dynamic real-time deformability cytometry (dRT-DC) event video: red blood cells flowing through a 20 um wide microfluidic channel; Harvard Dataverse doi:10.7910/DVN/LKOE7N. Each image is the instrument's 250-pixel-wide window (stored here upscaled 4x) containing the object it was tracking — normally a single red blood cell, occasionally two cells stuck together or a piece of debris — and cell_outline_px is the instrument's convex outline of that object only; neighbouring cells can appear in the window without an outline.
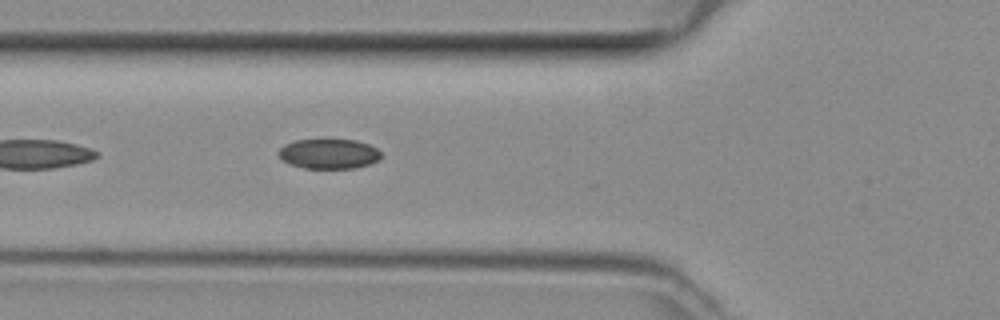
{"species": "common noctule bat (a hibernating species)", "species_latin": "Nyctalus noctula", "temperature_condition": "room temperature", "stored_images_in_passage": 11, "camera_frame_rate_fps": 3000, "um_per_image_px": 0.085, "animal": {"sex": "female", "body_mass_g": 29.2, "forearm_length_mm": 56.3}, "frame": {"image": 1, "passage_image": 5, "time_ms": 1.333, "image_size_px": [1000, 320], "cell_outline_px": [[380, 160], [356, 168], [304, 168], [288, 164], [280, 160], [276, 152], [284, 144], [296, 140], [356, 140], [368, 144], [376, 148], [380, 152]], "centroid_in_image_um": [27.9, 13.08], "position_along_channel_um": 97.9, "area_um2": 17.98}}
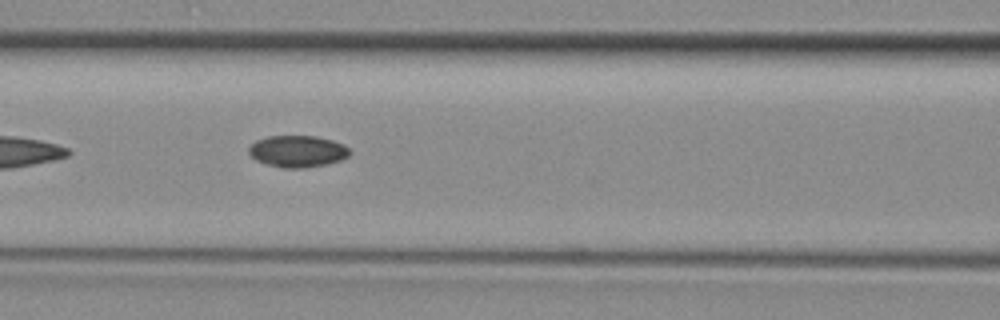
{"frame": {"image": 2, "passage_image": 8, "time_ms": 2.333, "image_size_px": [1000, 320], "cell_outline_px": [[352, 152], [348, 156], [340, 160], [328, 164], [304, 168], [284, 168], [268, 164], [256, 160], [248, 152], [248, 148], [256, 140], [268, 136], [316, 136], [332, 140], [344, 144]], "centroid_in_image_um": [25.31, 12.86], "position_along_channel_um": 141.3, "area_um2": 18.67}}